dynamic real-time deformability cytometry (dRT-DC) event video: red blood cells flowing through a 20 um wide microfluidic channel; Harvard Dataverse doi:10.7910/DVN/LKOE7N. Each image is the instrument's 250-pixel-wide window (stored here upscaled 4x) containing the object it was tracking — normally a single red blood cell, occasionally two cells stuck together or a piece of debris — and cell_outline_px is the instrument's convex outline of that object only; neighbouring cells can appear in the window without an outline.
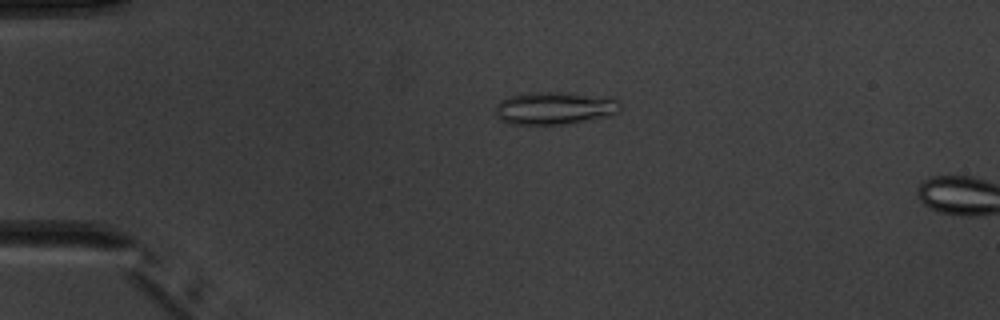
{"species": "common noctule bat (a hibernating species)", "species_latin": "Nyctalus noctula", "temperature_condition": "warm", "stored_images_in_passage": 5, "camera_frame_rate_fps": 3000, "um_per_image_px": 0.085, "animal": {"sex": "male", "body_mass_g": 20.1, "forearm_length_mm": 53.5}, "frame": {"image": 1, "passage_image": 4, "time_ms": 3.667, "image_size_px": [1000, 320], "cell_outline_px": [[620, 112], [608, 116], [564, 124], [508, 124], [500, 120], [496, 116], [496, 104], [500, 100], [508, 96], [532, 92], [556, 92], [612, 96], [620, 100]], "centroid_in_image_um": [47.17, 9.18], "position_along_channel_um": 37.8, "area_um2": 24.1}}